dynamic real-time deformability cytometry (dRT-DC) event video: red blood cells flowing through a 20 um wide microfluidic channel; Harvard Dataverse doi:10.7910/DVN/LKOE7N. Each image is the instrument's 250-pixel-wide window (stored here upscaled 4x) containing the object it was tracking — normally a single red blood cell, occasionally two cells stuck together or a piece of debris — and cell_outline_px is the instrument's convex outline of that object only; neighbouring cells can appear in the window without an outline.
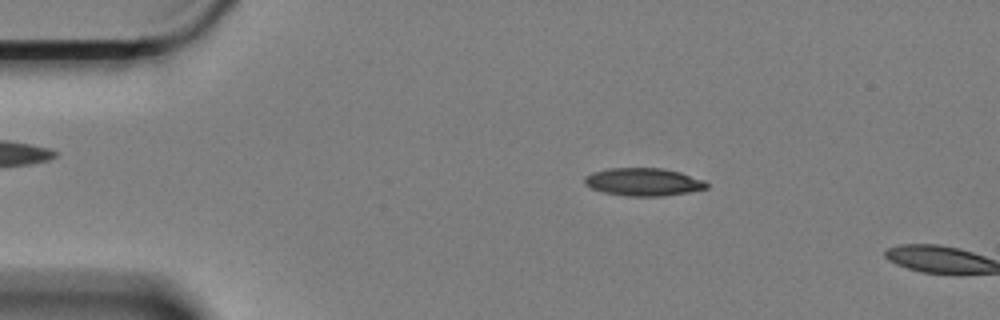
{"species": "Egyptian fruit bat (a non-hibernating species)", "species_latin": "Rousettus aegyptiacus", "temperature_condition": "cold", "stored_images_in_passage": 17, "camera_frame_rate_fps": 3000, "um_per_image_px": 0.085, "animal": {"sex": "female"}, "frame": {"image": 1, "passage_image": 10, "time_ms": 3.0, "image_size_px": [1000, 320], "cell_outline_px": [[708, 188], [688, 192], [664, 196], [624, 196], [604, 192], [592, 188], [584, 184], [584, 176], [592, 172], [608, 168], [664, 168], [680, 172], [704, 180], [708, 184]], "centroid_in_image_um": [54.68, 15.46], "position_along_channel_um": 30.3, "area_um2": 19.88}}